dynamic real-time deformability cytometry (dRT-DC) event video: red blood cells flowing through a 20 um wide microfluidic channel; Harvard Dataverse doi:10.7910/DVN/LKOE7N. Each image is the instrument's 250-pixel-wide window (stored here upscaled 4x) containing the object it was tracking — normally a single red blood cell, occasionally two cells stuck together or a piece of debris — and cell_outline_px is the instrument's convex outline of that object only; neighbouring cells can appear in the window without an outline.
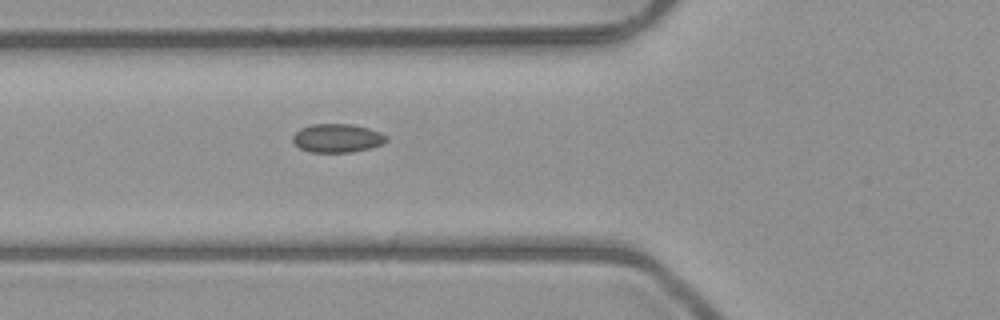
{"species": "common noctule bat (a hibernating species)", "species_latin": "Nyctalus noctula", "temperature_condition": "room temperature", "stored_images_in_passage": 5, "camera_frame_rate_fps": 3000, "um_per_image_px": 0.085, "animal": {"sex": "male", "body_mass_g": 23.1, "forearm_length_mm": 52.7}, "frame": {"image": 1, "passage_image": 5, "time_ms": 5.333, "image_size_px": [1000, 320], "cell_outline_px": [[388, 140], [384, 144], [352, 152], [308, 152], [300, 148], [292, 140], [292, 136], [300, 128], [312, 124], [352, 124], [368, 128], [380, 132], [388, 136]], "centroid_in_image_um": [28.68, 11.74], "position_along_channel_um": 97.1, "area_um2": 15.66}}